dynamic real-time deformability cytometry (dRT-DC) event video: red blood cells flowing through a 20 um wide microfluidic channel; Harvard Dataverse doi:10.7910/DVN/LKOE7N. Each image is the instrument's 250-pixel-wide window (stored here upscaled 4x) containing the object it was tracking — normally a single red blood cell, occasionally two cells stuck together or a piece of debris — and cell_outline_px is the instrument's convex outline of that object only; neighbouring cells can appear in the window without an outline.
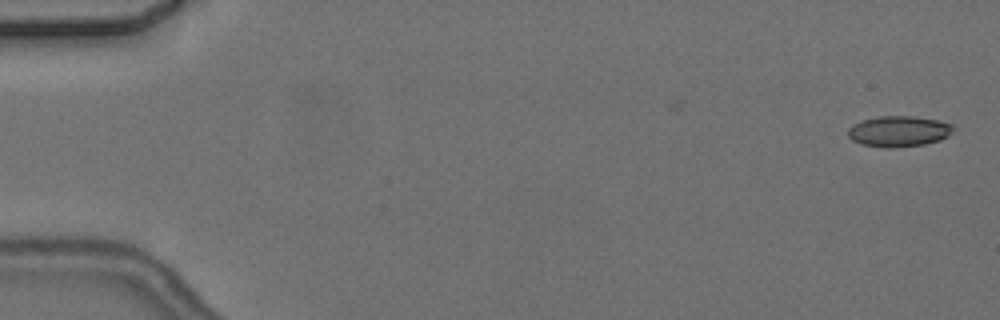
{"species": "common noctule bat (a hibernating species)", "species_latin": "Nyctalus noctula", "temperature_condition": "cold", "stored_images_in_passage": 5, "camera_frame_rate_fps": 3000, "um_per_image_px": 0.085, "animal": {"sex": "female", "body_mass_g": 24.6, "forearm_length_mm": 56.2}, "frame": {"image": 1, "passage_image": 1, "time_ms": 0.0, "image_size_px": [1000, 320], "cell_outline_px": [[952, 128], [948, 136], [940, 140], [924, 144], [892, 148], [888, 148], [860, 144], [852, 140], [848, 136], [848, 128], [852, 124], [860, 120], [880, 116], [912, 116], [936, 120], [952, 124]], "centroid_in_image_um": [76.33, 11.16], "position_along_channel_um": 8.7, "area_um2": 18.84}}
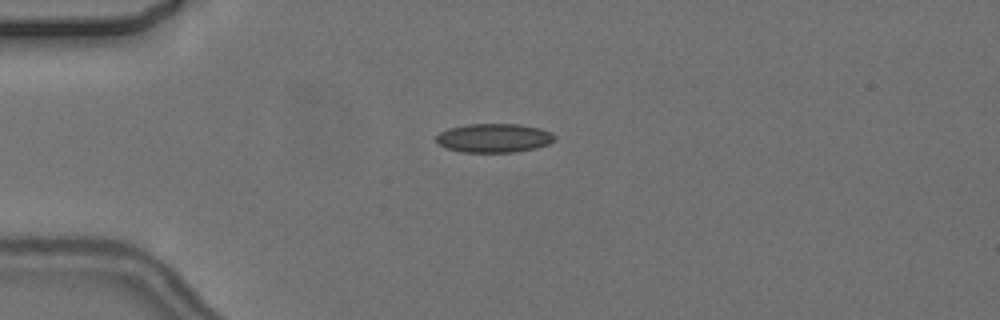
{"frame": {"image": 2, "passage_image": 4, "time_ms": 4.333, "image_size_px": [1000, 320], "cell_outline_px": [[556, 140], [548, 144], [536, 148], [516, 152], [460, 152], [444, 148], [436, 140], [436, 136], [440, 132], [448, 128], [468, 124], [520, 124], [540, 128], [552, 132], [556, 136]], "centroid_in_image_um": [42.01, 11.73], "position_along_channel_um": 43.0, "area_um2": 20.17}}